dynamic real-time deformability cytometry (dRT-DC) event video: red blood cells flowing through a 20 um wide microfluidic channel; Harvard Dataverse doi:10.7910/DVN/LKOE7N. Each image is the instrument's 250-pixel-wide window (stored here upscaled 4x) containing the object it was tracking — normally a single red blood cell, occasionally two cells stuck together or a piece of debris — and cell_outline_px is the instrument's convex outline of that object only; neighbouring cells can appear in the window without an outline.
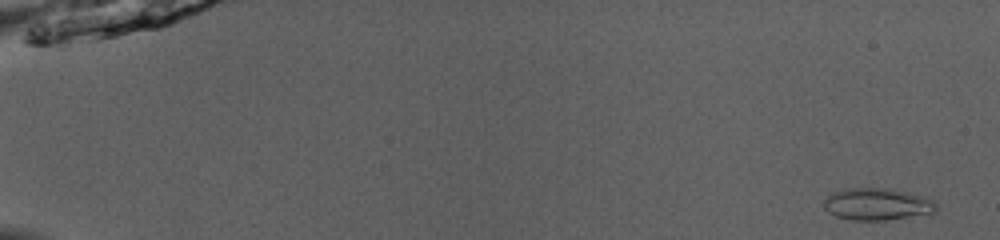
{"species": "common noctule bat (a hibernating species)", "species_latin": "Nyctalus noctula", "temperature_condition": "room temperature", "stored_images_in_passage": 51, "camera_frame_rate_fps": 3000, "um_per_image_px": 0.085, "animal": {"sex": "male", "body_mass_g": 13.0, "forearm_length_mm": 53.1}, "frame": {"image": 1, "passage_image": 3, "time_ms": 0.667, "image_size_px": [1000, 240], "cell_outline_px": [[936, 212], [932, 216], [884, 220], [852, 220], [836, 216], [828, 212], [824, 208], [824, 200], [828, 196], [844, 188], [888, 188], [928, 196], [936, 204]], "centroid_in_image_um": [74.67, 17.37], "position_along_channel_um": 10.3, "area_um2": 21.56}}
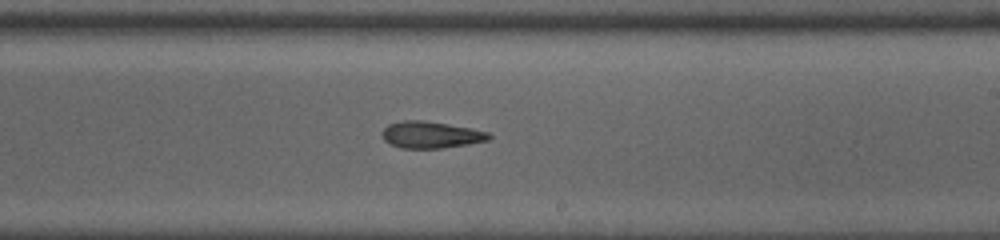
{"frame": {"image": 2, "passage_image": 33, "time_ms": 10.667, "image_size_px": [1000, 240], "cell_outline_px": [[492, 136], [488, 140], [468, 144], [440, 148], [400, 148], [384, 140], [384, 128], [388, 124], [400, 120], [424, 120], [448, 124], [488, 132]], "centroid_in_image_um": [36.62, 11.45], "position_along_channel_um": 252.4, "area_um2": 16.42}}
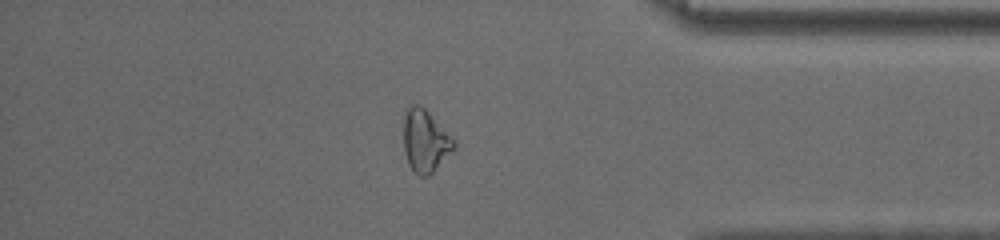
{"frame": {"image": 3, "passage_image": 45, "time_ms": 14.667, "image_size_px": [1000, 240], "cell_outline_px": [[456, 144], [432, 172], [428, 176], [420, 176], [412, 172], [408, 164], [404, 148], [404, 116], [408, 108], [412, 104], [416, 104], [424, 108], [456, 140]], "centroid_in_image_um": [36.12, 11.98], "position_along_channel_um": 399.1, "area_um2": 17.92}, "authors_computed_cell_mechanics": {"area_um2": 18.0914, "velocity_mm_per_s": 4.0793, "shape_relaxation_time_tau1_ms": null, "shape_relaxation_time_tau2_ms": 6.0025, "deformation_change_tau1": null, "deformation_change_tau2": 0.1763}}